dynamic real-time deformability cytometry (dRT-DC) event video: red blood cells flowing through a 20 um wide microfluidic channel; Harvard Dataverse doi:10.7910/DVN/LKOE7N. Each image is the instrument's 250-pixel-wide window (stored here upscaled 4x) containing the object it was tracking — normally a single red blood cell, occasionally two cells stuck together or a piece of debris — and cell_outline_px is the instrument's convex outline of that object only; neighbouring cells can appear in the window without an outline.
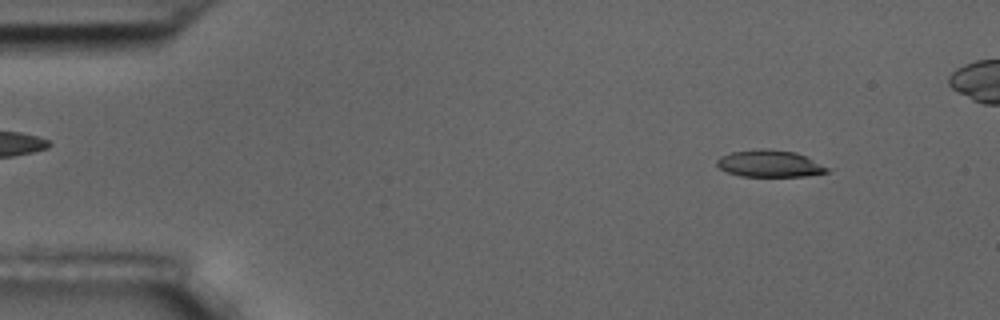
{"species": "common noctule bat (a hibernating species)", "species_latin": "Nyctalus noctula", "temperature_condition": "room temperature", "stored_images_in_passage": 52, "camera_frame_rate_fps": 3000, "um_per_image_px": 0.085, "animal": {"sex": "male", "body_mass_g": 17.5, "forearm_length_mm": 52.3}, "frame": {"image": 1, "passage_image": 6, "time_ms": 1.667, "image_size_px": [1000, 320], "cell_outline_px": [[828, 172], [804, 176], [740, 176], [728, 172], [720, 168], [716, 164], [716, 160], [720, 156], [732, 152], [760, 148], [768, 148], [796, 152], [828, 168]], "centroid_in_image_um": [65.36, 13.9], "position_along_channel_um": 19.6, "area_um2": 17.11}}
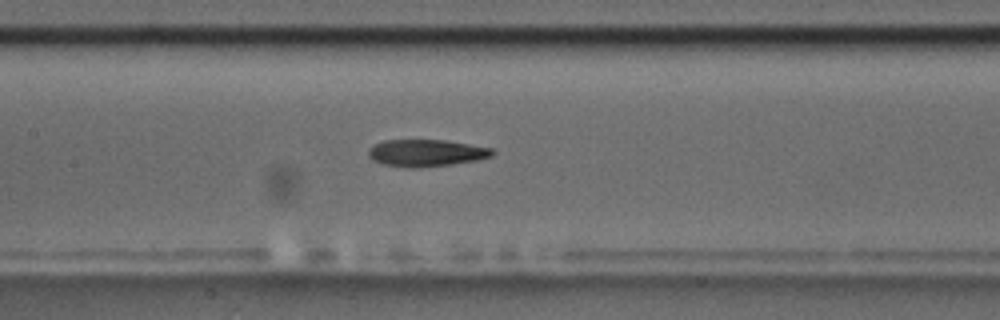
{"frame": {"image": 2, "passage_image": 26, "time_ms": 8.333, "image_size_px": [1000, 320], "cell_outline_px": [[496, 152], [492, 156], [476, 160], [452, 164], [420, 168], [404, 168], [380, 164], [372, 160], [368, 156], [368, 148], [384, 140], [444, 140], [492, 148]], "centroid_in_image_um": [36.19, 13.01], "position_along_channel_um": 171.2, "area_um2": 19.71}}
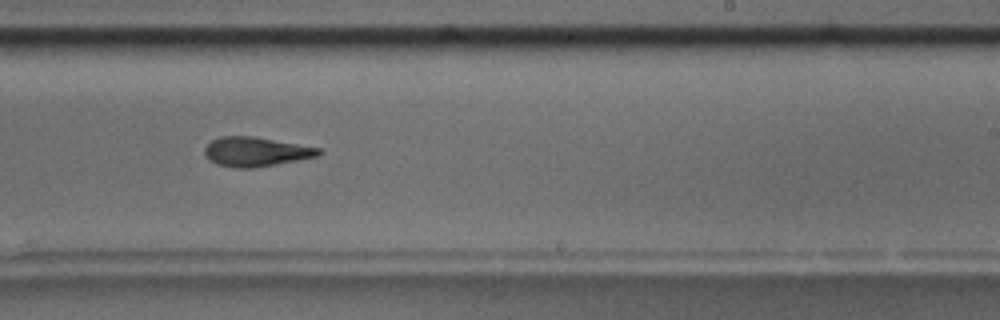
{"frame": {"image": 3, "passage_image": 34, "time_ms": 11.0, "image_size_px": [1000, 320], "cell_outline_px": [[324, 152], [320, 156], [252, 168], [232, 168], [216, 164], [208, 160], [204, 156], [204, 148], [212, 140], [220, 136], [256, 136], [320, 148]], "centroid_in_image_um": [21.73, 12.89], "position_along_channel_um": 267.3, "area_um2": 19.77}, "authors_computed_cell_mechanics": {"area_um2": 19.363, "velocity_mm_per_s": 3.617, "shape_relaxation_time_tau1_ms": 6.688, "shape_relaxation_time_tau2_ms": 6.3165, "deformation_change_tau1": 0.2034, "deformation_change_tau2": 0.1798}}